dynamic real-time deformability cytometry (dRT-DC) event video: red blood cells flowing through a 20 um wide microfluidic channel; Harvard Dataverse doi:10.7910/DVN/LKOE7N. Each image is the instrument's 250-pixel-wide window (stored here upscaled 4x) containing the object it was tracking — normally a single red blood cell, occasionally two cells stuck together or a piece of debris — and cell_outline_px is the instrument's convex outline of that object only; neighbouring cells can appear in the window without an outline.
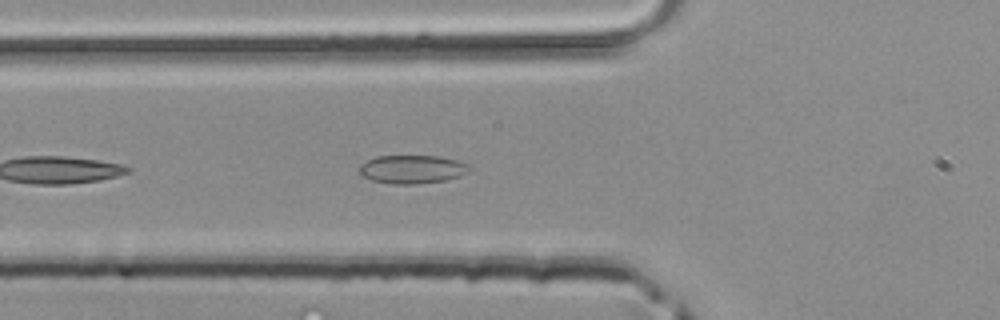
{"species": "common noctule bat (a hibernating species)", "species_latin": "Nyctalus noctula", "temperature_condition": "room temperature", "stored_images_in_passage": 13, "camera_frame_rate_fps": 3000, "um_per_image_px": 0.085, "animal": {"sex": "male", "body_mass_g": 20.4}, "frame": {"image": 1, "passage_image": 4, "time_ms": 1.0, "image_size_px": [1000, 320], "cell_outline_px": [[472, 168], [460, 176], [448, 180], [416, 184], [392, 184], [372, 180], [360, 176], [360, 164], [376, 156], [436, 156], [456, 160], [468, 164]], "centroid_in_image_um": [35.03, 14.4], "position_along_channel_um": 90.8, "area_um2": 18.26}}
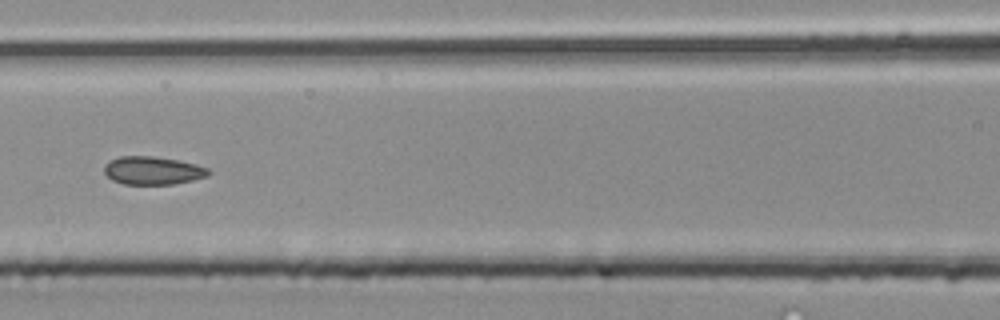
{"frame": {"image": 2, "passage_image": 8, "time_ms": 2.333, "image_size_px": [1000, 320], "cell_outline_px": [[212, 172], [208, 176], [192, 180], [172, 184], [124, 184], [112, 180], [104, 172], [104, 164], [108, 160], [120, 156], [152, 156], [176, 160], [196, 164], [208, 168]], "centroid_in_image_um": [12.97, 14.49], "position_along_channel_um": 153.6, "area_um2": 17.11}}